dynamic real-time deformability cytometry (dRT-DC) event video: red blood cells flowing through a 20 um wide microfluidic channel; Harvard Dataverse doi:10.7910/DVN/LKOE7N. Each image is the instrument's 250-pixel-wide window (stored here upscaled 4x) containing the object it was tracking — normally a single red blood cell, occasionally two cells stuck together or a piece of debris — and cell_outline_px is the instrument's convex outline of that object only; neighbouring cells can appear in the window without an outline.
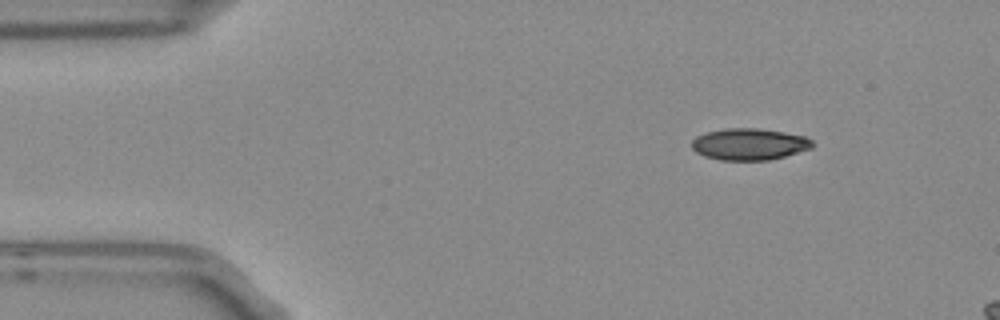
{"species": "Egyptian fruit bat (a non-hibernating species)", "species_latin": "Rousettus aegyptiacus", "temperature_condition": "room temperature", "stored_images_in_passage": 3, "camera_frame_rate_fps": 3000, "um_per_image_px": 0.085, "frame": {"image": 1, "passage_image": 1, "time_ms": 0.0, "image_size_px": [1000, 320], "cell_outline_px": [[816, 144], [812, 148], [784, 156], [768, 160], [720, 160], [704, 156], [696, 152], [692, 148], [692, 140], [696, 136], [708, 132], [724, 128], [760, 128], [784, 132], [804, 136], [812, 140]], "centroid_in_image_um": [63.7, 12.25], "position_along_channel_um": 21.3, "area_um2": 22.31}}